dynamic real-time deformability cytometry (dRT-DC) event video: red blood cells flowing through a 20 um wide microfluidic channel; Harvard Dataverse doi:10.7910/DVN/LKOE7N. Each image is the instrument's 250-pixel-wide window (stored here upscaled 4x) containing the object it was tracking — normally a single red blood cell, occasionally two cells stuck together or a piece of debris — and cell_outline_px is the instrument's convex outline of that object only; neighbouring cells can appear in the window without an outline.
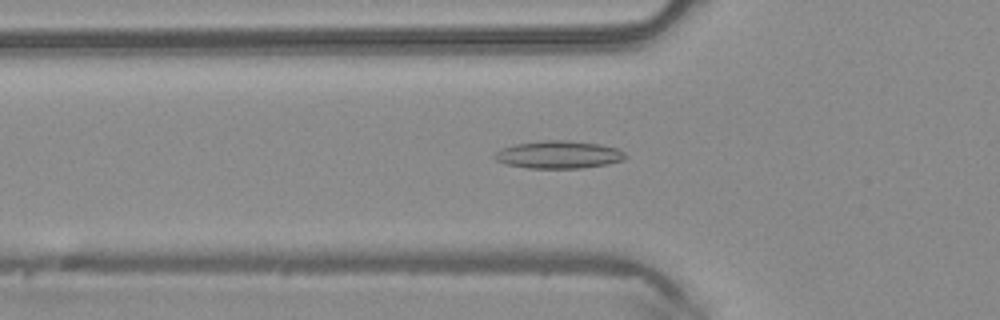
{"species": "common noctule bat (a hibernating species)", "species_latin": "Nyctalus noctula", "temperature_condition": "warm", "stored_images_in_passage": 49, "camera_frame_rate_fps": 3000, "um_per_image_px": 0.085, "animal": {"sex": "male", "body_mass_g": 20.4}, "frame": {"image": 1, "passage_image": 17, "time_ms": 5.333, "image_size_px": [1000, 320], "cell_outline_px": [[628, 156], [624, 160], [608, 164], [580, 168], [528, 168], [504, 164], [496, 160], [492, 156], [500, 148], [516, 144], [544, 140], [568, 140], [600, 144], [616, 148], [624, 152]], "centroid_in_image_um": [47.48, 13.14], "position_along_channel_um": 78.3, "area_um2": 21.21}}
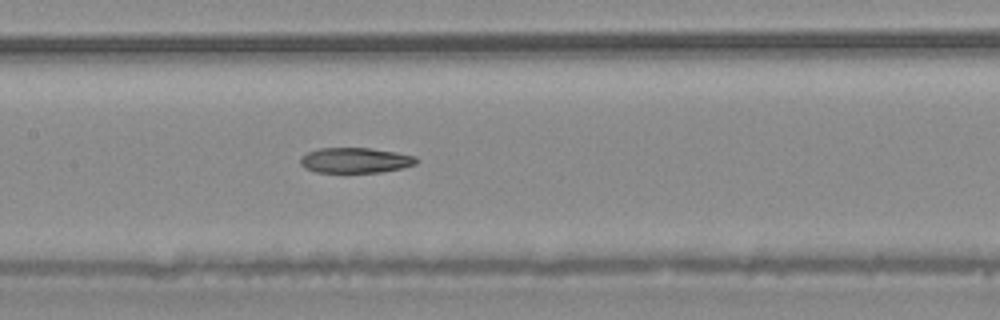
{"frame": {"image": 2, "passage_image": 24, "time_ms": 7.667, "image_size_px": [1000, 320], "cell_outline_px": [[420, 160], [416, 164], [404, 168], [380, 172], [316, 172], [304, 168], [300, 164], [300, 156], [308, 152], [320, 148], [372, 148], [396, 152], [416, 156]], "centroid_in_image_um": [30.23, 13.62], "position_along_channel_um": 177.2, "area_um2": 17.28}}
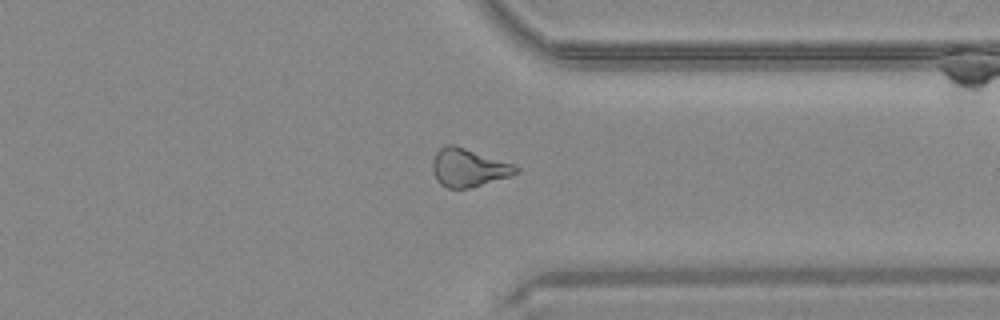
{"frame": {"image": 3, "passage_image": 38, "time_ms": 12.333, "image_size_px": [1000, 320], "cell_outline_px": [[520, 172], [508, 176], [468, 188], [448, 188], [440, 184], [436, 180], [432, 172], [432, 160], [436, 152], [444, 144], [456, 144], [516, 164], [520, 168]], "centroid_in_image_um": [39.81, 14.21], "position_along_channel_um": 371.6, "area_um2": 18.84}, "authors_computed_cell_mechanics": {"area_um2": 18.9584, "velocity_mm_per_s": 4.1862, "shape_relaxation_time_tau1_ms": null, "shape_relaxation_time_tau2_ms": 6.1138, "deformation_change_tau1": null, "deformation_change_tau2": 0.1736}}